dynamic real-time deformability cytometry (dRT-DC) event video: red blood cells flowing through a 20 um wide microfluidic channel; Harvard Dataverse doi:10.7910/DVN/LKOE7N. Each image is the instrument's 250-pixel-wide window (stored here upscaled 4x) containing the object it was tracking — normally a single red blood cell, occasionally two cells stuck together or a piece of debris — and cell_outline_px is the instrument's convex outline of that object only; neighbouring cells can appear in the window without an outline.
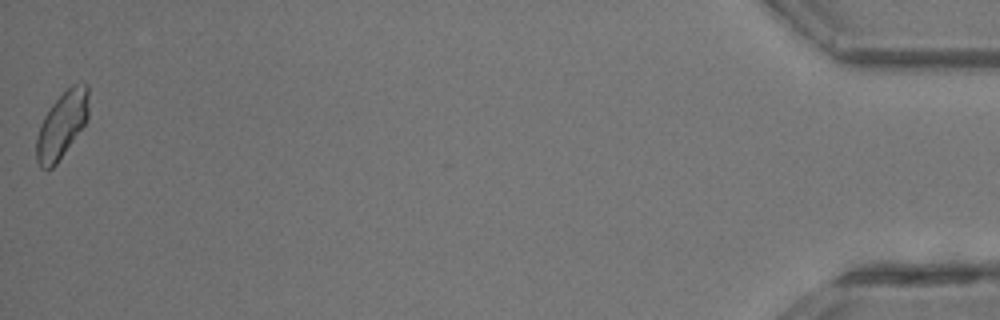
{"species": "common noctule bat (a hibernating species)", "species_latin": "Nyctalus noctula", "temperature_condition": "room temperature", "stored_images_in_passage": 28, "camera_frame_rate_fps": 3000, "um_per_image_px": 0.085, "animal": {"sex": "male", "body_mass_g": 13.3}, "frame": {"image": 1, "passage_image": 28, "time_ms": 9.0, "image_size_px": [1000, 320], "cell_outline_px": [[88, 116], [84, 124], [56, 164], [52, 168], [40, 168], [36, 160], [36, 140], [40, 124], [44, 116], [52, 104], [72, 84], [88, 84]], "centroid_in_image_um": [5.24, 10.62], "position_along_channel_um": 430.0, "area_um2": 19.77}}